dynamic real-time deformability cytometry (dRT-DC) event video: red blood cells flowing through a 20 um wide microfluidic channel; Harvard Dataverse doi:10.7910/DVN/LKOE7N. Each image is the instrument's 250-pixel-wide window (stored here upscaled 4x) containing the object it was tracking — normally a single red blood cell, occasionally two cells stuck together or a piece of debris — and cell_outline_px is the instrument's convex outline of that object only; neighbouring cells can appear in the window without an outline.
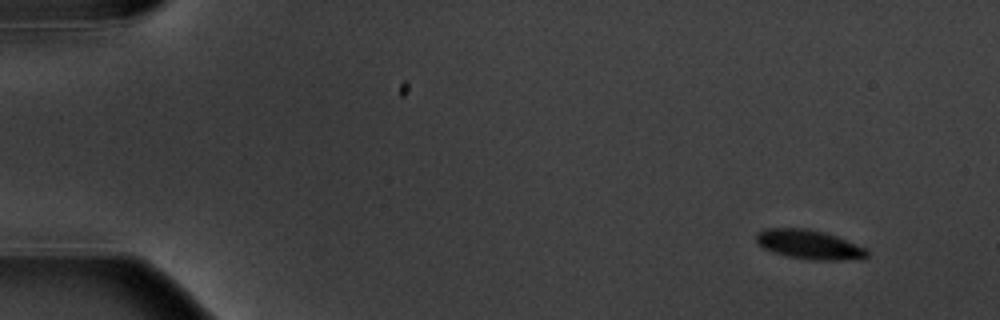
{"species": "common noctule bat (a hibernating species)", "species_latin": "Nyctalus noctula", "temperature_condition": "warm", "stored_images_in_passage": 4, "camera_frame_rate_fps": 3000, "um_per_image_px": 0.085, "animal": {"sex": "male", "body_mass_g": 20.1, "forearm_length_mm": 53.5}, "frame": {"image": 1, "passage_image": 1, "time_ms": 0.0, "image_size_px": [1000, 320], "cell_outline_px": [[868, 256], [864, 260], [812, 260], [788, 256], [772, 252], [764, 248], [756, 240], [756, 236], [764, 228], [804, 228], [824, 232], [836, 236], [864, 248], [868, 252]], "centroid_in_image_um": [68.81, 20.8], "position_along_channel_um": 16.2, "area_um2": 18.79}}
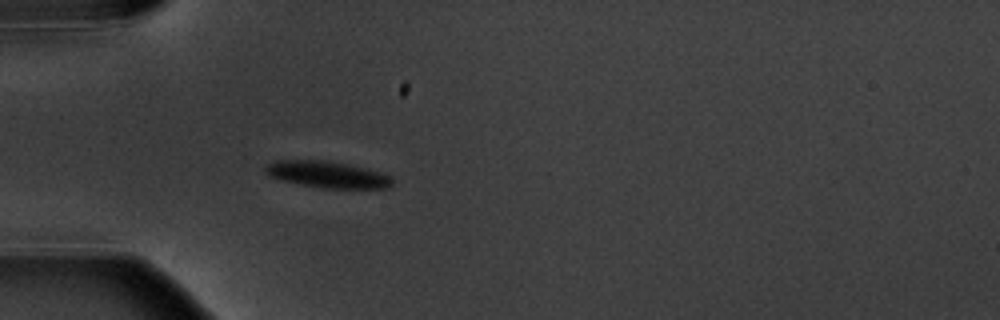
{"frame": {"image": 2, "passage_image": 4, "time_ms": 4.333, "image_size_px": [1000, 320], "cell_outline_px": [[392, 184], [388, 188], [324, 188], [300, 184], [280, 180], [268, 176], [264, 172], [264, 164], [276, 160], [328, 160], [348, 164], [380, 172], [388, 176], [392, 180]], "centroid_in_image_um": [27.74, 14.82], "position_along_channel_um": 57.3, "area_um2": 19.71}}